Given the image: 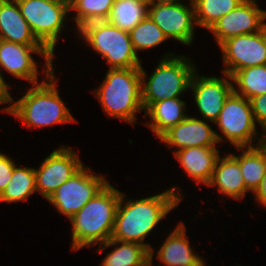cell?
Segmentation results:
<instances>
[{"label":"cell","mask_w":266,"mask_h":266,"mask_svg":"<svg viewBox=\"0 0 266 266\" xmlns=\"http://www.w3.org/2000/svg\"><path fill=\"white\" fill-rule=\"evenodd\" d=\"M83 166L76 152L61 146L47 156L39 169H34L37 191L48 199Z\"/></svg>","instance_id":"8fae6325"},{"label":"cell","mask_w":266,"mask_h":266,"mask_svg":"<svg viewBox=\"0 0 266 266\" xmlns=\"http://www.w3.org/2000/svg\"><path fill=\"white\" fill-rule=\"evenodd\" d=\"M160 142L177 150L190 147H216L215 145L226 140L212 130L210 125L196 117L187 116L176 126L166 131L160 138Z\"/></svg>","instance_id":"2e32d148"},{"label":"cell","mask_w":266,"mask_h":266,"mask_svg":"<svg viewBox=\"0 0 266 266\" xmlns=\"http://www.w3.org/2000/svg\"><path fill=\"white\" fill-rule=\"evenodd\" d=\"M33 168L14 167L11 180L1 194V202H20L27 200L37 191Z\"/></svg>","instance_id":"484cf974"},{"label":"cell","mask_w":266,"mask_h":266,"mask_svg":"<svg viewBox=\"0 0 266 266\" xmlns=\"http://www.w3.org/2000/svg\"><path fill=\"white\" fill-rule=\"evenodd\" d=\"M174 154L191 179L197 184H209L219 158L216 147H190L176 150Z\"/></svg>","instance_id":"ac0fdd59"},{"label":"cell","mask_w":266,"mask_h":266,"mask_svg":"<svg viewBox=\"0 0 266 266\" xmlns=\"http://www.w3.org/2000/svg\"><path fill=\"white\" fill-rule=\"evenodd\" d=\"M86 41L109 64L108 69L141 67V60L134 50L130 34L106 20L93 21L78 29Z\"/></svg>","instance_id":"8992f818"},{"label":"cell","mask_w":266,"mask_h":266,"mask_svg":"<svg viewBox=\"0 0 266 266\" xmlns=\"http://www.w3.org/2000/svg\"><path fill=\"white\" fill-rule=\"evenodd\" d=\"M108 181L104 176L93 174L84 165L72 177L59 186L47 199L61 214L70 219L91 200Z\"/></svg>","instance_id":"9c48e42d"},{"label":"cell","mask_w":266,"mask_h":266,"mask_svg":"<svg viewBox=\"0 0 266 266\" xmlns=\"http://www.w3.org/2000/svg\"><path fill=\"white\" fill-rule=\"evenodd\" d=\"M115 0H75L70 11H76L73 17L77 30L93 21H103L109 16Z\"/></svg>","instance_id":"83f0119b"},{"label":"cell","mask_w":266,"mask_h":266,"mask_svg":"<svg viewBox=\"0 0 266 266\" xmlns=\"http://www.w3.org/2000/svg\"><path fill=\"white\" fill-rule=\"evenodd\" d=\"M11 87L10 85H8V83H6L4 81V77L2 76V74L0 73V105L1 104H7V103H11L14 101L12 96L10 95L8 88Z\"/></svg>","instance_id":"1f68e13d"},{"label":"cell","mask_w":266,"mask_h":266,"mask_svg":"<svg viewBox=\"0 0 266 266\" xmlns=\"http://www.w3.org/2000/svg\"><path fill=\"white\" fill-rule=\"evenodd\" d=\"M36 39L53 55L70 10L50 0H16Z\"/></svg>","instance_id":"ba28073f"},{"label":"cell","mask_w":266,"mask_h":266,"mask_svg":"<svg viewBox=\"0 0 266 266\" xmlns=\"http://www.w3.org/2000/svg\"><path fill=\"white\" fill-rule=\"evenodd\" d=\"M140 67L109 69L103 83L93 91L109 117L136 123L142 105Z\"/></svg>","instance_id":"277c9868"},{"label":"cell","mask_w":266,"mask_h":266,"mask_svg":"<svg viewBox=\"0 0 266 266\" xmlns=\"http://www.w3.org/2000/svg\"><path fill=\"white\" fill-rule=\"evenodd\" d=\"M190 246L186 227L180 222L161 245L157 258L164 266H205V260L195 254Z\"/></svg>","instance_id":"e0dca14e"},{"label":"cell","mask_w":266,"mask_h":266,"mask_svg":"<svg viewBox=\"0 0 266 266\" xmlns=\"http://www.w3.org/2000/svg\"><path fill=\"white\" fill-rule=\"evenodd\" d=\"M250 103L254 119L264 131L263 134L266 135V94L251 98Z\"/></svg>","instance_id":"f546056e"},{"label":"cell","mask_w":266,"mask_h":266,"mask_svg":"<svg viewBox=\"0 0 266 266\" xmlns=\"http://www.w3.org/2000/svg\"><path fill=\"white\" fill-rule=\"evenodd\" d=\"M130 38L135 52L139 50H147L167 40L163 31L148 15L130 32Z\"/></svg>","instance_id":"f1b7e54d"},{"label":"cell","mask_w":266,"mask_h":266,"mask_svg":"<svg viewBox=\"0 0 266 266\" xmlns=\"http://www.w3.org/2000/svg\"><path fill=\"white\" fill-rule=\"evenodd\" d=\"M186 103L180 98L166 99L152 103L144 116H150L153 122L146 124L157 135L158 139L170 128L183 121L188 115L185 114Z\"/></svg>","instance_id":"44dd1931"},{"label":"cell","mask_w":266,"mask_h":266,"mask_svg":"<svg viewBox=\"0 0 266 266\" xmlns=\"http://www.w3.org/2000/svg\"><path fill=\"white\" fill-rule=\"evenodd\" d=\"M121 192L109 182L69 220L72 223V250L103 244L113 233Z\"/></svg>","instance_id":"7a4b0ae2"},{"label":"cell","mask_w":266,"mask_h":266,"mask_svg":"<svg viewBox=\"0 0 266 266\" xmlns=\"http://www.w3.org/2000/svg\"><path fill=\"white\" fill-rule=\"evenodd\" d=\"M46 79L33 84L18 101L3 108L5 113L12 114L29 128L74 122L75 118L58 94L54 71Z\"/></svg>","instance_id":"3957f363"},{"label":"cell","mask_w":266,"mask_h":266,"mask_svg":"<svg viewBox=\"0 0 266 266\" xmlns=\"http://www.w3.org/2000/svg\"><path fill=\"white\" fill-rule=\"evenodd\" d=\"M226 66L224 74L266 64V44L261 31L231 37L219 45Z\"/></svg>","instance_id":"4fadbf2b"},{"label":"cell","mask_w":266,"mask_h":266,"mask_svg":"<svg viewBox=\"0 0 266 266\" xmlns=\"http://www.w3.org/2000/svg\"><path fill=\"white\" fill-rule=\"evenodd\" d=\"M208 186H216L219 192L229 198L241 200L249 190L240 171L238 160L233 154L219 156Z\"/></svg>","instance_id":"ffe728a7"},{"label":"cell","mask_w":266,"mask_h":266,"mask_svg":"<svg viewBox=\"0 0 266 266\" xmlns=\"http://www.w3.org/2000/svg\"><path fill=\"white\" fill-rule=\"evenodd\" d=\"M32 53L42 55L45 59L46 75H50L53 68V55L43 45H21L0 39V73L5 69L8 73L37 84L38 68Z\"/></svg>","instance_id":"30bf717a"},{"label":"cell","mask_w":266,"mask_h":266,"mask_svg":"<svg viewBox=\"0 0 266 266\" xmlns=\"http://www.w3.org/2000/svg\"><path fill=\"white\" fill-rule=\"evenodd\" d=\"M50 1L64 5L66 8L70 10L75 0H50Z\"/></svg>","instance_id":"836d02e7"},{"label":"cell","mask_w":266,"mask_h":266,"mask_svg":"<svg viewBox=\"0 0 266 266\" xmlns=\"http://www.w3.org/2000/svg\"><path fill=\"white\" fill-rule=\"evenodd\" d=\"M15 166V162L10 157L0 153V195L10 182Z\"/></svg>","instance_id":"4dcf8cb0"},{"label":"cell","mask_w":266,"mask_h":266,"mask_svg":"<svg viewBox=\"0 0 266 266\" xmlns=\"http://www.w3.org/2000/svg\"><path fill=\"white\" fill-rule=\"evenodd\" d=\"M195 0H190V4H194ZM155 3H181V0H152Z\"/></svg>","instance_id":"e575fe53"},{"label":"cell","mask_w":266,"mask_h":266,"mask_svg":"<svg viewBox=\"0 0 266 266\" xmlns=\"http://www.w3.org/2000/svg\"><path fill=\"white\" fill-rule=\"evenodd\" d=\"M245 149L241 155L233 156L239 162L246 188L253 193L266 174V149L262 144Z\"/></svg>","instance_id":"603a6c76"},{"label":"cell","mask_w":266,"mask_h":266,"mask_svg":"<svg viewBox=\"0 0 266 266\" xmlns=\"http://www.w3.org/2000/svg\"><path fill=\"white\" fill-rule=\"evenodd\" d=\"M99 245L101 247L100 251H103L105 247L117 245L103 259L101 266H150V251L141 244L110 238L105 243Z\"/></svg>","instance_id":"7402d4cb"},{"label":"cell","mask_w":266,"mask_h":266,"mask_svg":"<svg viewBox=\"0 0 266 266\" xmlns=\"http://www.w3.org/2000/svg\"><path fill=\"white\" fill-rule=\"evenodd\" d=\"M0 39L21 45H42L22 16L16 0H0Z\"/></svg>","instance_id":"d6986e66"},{"label":"cell","mask_w":266,"mask_h":266,"mask_svg":"<svg viewBox=\"0 0 266 266\" xmlns=\"http://www.w3.org/2000/svg\"><path fill=\"white\" fill-rule=\"evenodd\" d=\"M262 145H263V146L265 147V149H266V135H265L264 138H263Z\"/></svg>","instance_id":"74e56055"},{"label":"cell","mask_w":266,"mask_h":266,"mask_svg":"<svg viewBox=\"0 0 266 266\" xmlns=\"http://www.w3.org/2000/svg\"><path fill=\"white\" fill-rule=\"evenodd\" d=\"M185 56L166 54L158 62L156 69L146 81V72L140 69L142 105L144 111L154 102L179 96L190 88L191 80L197 71L196 66Z\"/></svg>","instance_id":"5b68a950"},{"label":"cell","mask_w":266,"mask_h":266,"mask_svg":"<svg viewBox=\"0 0 266 266\" xmlns=\"http://www.w3.org/2000/svg\"><path fill=\"white\" fill-rule=\"evenodd\" d=\"M253 195H255L256 201H258L261 205H264L266 207V174L264 175L259 186L253 192Z\"/></svg>","instance_id":"d6a6232c"},{"label":"cell","mask_w":266,"mask_h":266,"mask_svg":"<svg viewBox=\"0 0 266 266\" xmlns=\"http://www.w3.org/2000/svg\"><path fill=\"white\" fill-rule=\"evenodd\" d=\"M226 78L199 76L194 73L190 90L193 91L194 100L202 117L215 122L221 112L224 102L233 91L232 77L225 74ZM228 78V79H227Z\"/></svg>","instance_id":"9a60e30c"},{"label":"cell","mask_w":266,"mask_h":266,"mask_svg":"<svg viewBox=\"0 0 266 266\" xmlns=\"http://www.w3.org/2000/svg\"><path fill=\"white\" fill-rule=\"evenodd\" d=\"M244 0H195L197 26L209 30L222 16L237 8Z\"/></svg>","instance_id":"4316f807"},{"label":"cell","mask_w":266,"mask_h":266,"mask_svg":"<svg viewBox=\"0 0 266 266\" xmlns=\"http://www.w3.org/2000/svg\"><path fill=\"white\" fill-rule=\"evenodd\" d=\"M255 122L250 100L232 91L214 123L222 135L241 151L246 147H254V140H258V145L262 144L263 133L261 138H254L257 135Z\"/></svg>","instance_id":"52a82bcc"},{"label":"cell","mask_w":266,"mask_h":266,"mask_svg":"<svg viewBox=\"0 0 266 266\" xmlns=\"http://www.w3.org/2000/svg\"><path fill=\"white\" fill-rule=\"evenodd\" d=\"M175 189L173 187L139 200L128 199L127 203L124 201L125 194L121 192L111 239L145 246L150 251V264H153L154 249L144 243V239L183 199L179 190L176 192Z\"/></svg>","instance_id":"6da1fadb"},{"label":"cell","mask_w":266,"mask_h":266,"mask_svg":"<svg viewBox=\"0 0 266 266\" xmlns=\"http://www.w3.org/2000/svg\"><path fill=\"white\" fill-rule=\"evenodd\" d=\"M261 34H262L264 41H265V44H266V23H264V21H263L262 27H261Z\"/></svg>","instance_id":"d590c367"},{"label":"cell","mask_w":266,"mask_h":266,"mask_svg":"<svg viewBox=\"0 0 266 266\" xmlns=\"http://www.w3.org/2000/svg\"><path fill=\"white\" fill-rule=\"evenodd\" d=\"M231 77L238 86L233 91L246 99L266 94V64L238 70Z\"/></svg>","instance_id":"d4e9b609"},{"label":"cell","mask_w":266,"mask_h":266,"mask_svg":"<svg viewBox=\"0 0 266 266\" xmlns=\"http://www.w3.org/2000/svg\"><path fill=\"white\" fill-rule=\"evenodd\" d=\"M148 15L163 31L164 35L184 45L193 41L196 23L194 5L182 3H155L149 5Z\"/></svg>","instance_id":"7c38bea8"},{"label":"cell","mask_w":266,"mask_h":266,"mask_svg":"<svg viewBox=\"0 0 266 266\" xmlns=\"http://www.w3.org/2000/svg\"><path fill=\"white\" fill-rule=\"evenodd\" d=\"M257 0H244L237 8L222 16L209 29L220 45L239 35L258 33L266 20V10L258 8Z\"/></svg>","instance_id":"5bb4252c"},{"label":"cell","mask_w":266,"mask_h":266,"mask_svg":"<svg viewBox=\"0 0 266 266\" xmlns=\"http://www.w3.org/2000/svg\"><path fill=\"white\" fill-rule=\"evenodd\" d=\"M137 1L143 2V3L148 4V5H150L152 3V0H137Z\"/></svg>","instance_id":"8d00e7d4"},{"label":"cell","mask_w":266,"mask_h":266,"mask_svg":"<svg viewBox=\"0 0 266 266\" xmlns=\"http://www.w3.org/2000/svg\"><path fill=\"white\" fill-rule=\"evenodd\" d=\"M149 5L137 0H115L107 22L122 31L130 32L148 16Z\"/></svg>","instance_id":"cb8c5ba5"}]
</instances>
